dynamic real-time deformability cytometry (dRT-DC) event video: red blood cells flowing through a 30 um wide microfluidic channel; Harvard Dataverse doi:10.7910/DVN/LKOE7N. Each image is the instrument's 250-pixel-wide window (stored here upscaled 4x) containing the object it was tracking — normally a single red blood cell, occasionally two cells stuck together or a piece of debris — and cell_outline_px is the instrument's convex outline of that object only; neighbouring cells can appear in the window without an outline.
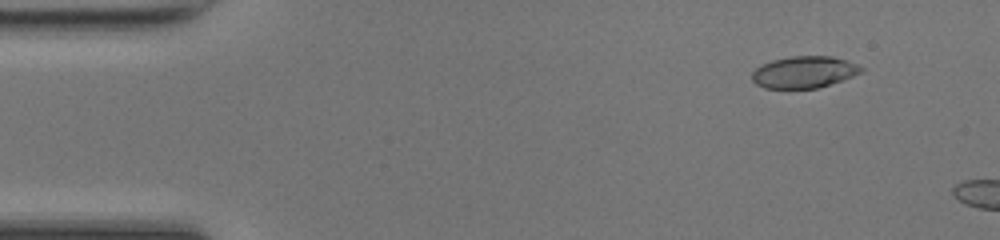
{"species": "common noctule bat (a hibernating species)", "species_latin": "Nyctalus noctula", "temperature_condition": "room temperature", "stored_images_in_passage": 8, "camera_frame_rate_fps": 3000, "um_per_image_px": 0.085, "animal": {"sex": "female", "body_mass_g": 17.0, "forearm_length_mm": 48.0}, "frame": {"image": 1, "passage_image": 5, "time_ms": 1.333, "image_size_px": [1000, 240], "cell_outline_px": [[864, 68], [860, 72], [852, 76], [816, 88], [764, 88], [756, 84], [752, 80], [752, 72], [756, 68], [772, 60], [792, 56], [832, 56], [856, 64]], "centroid_in_image_um": [68.3, 6.12], "position_along_channel_um": 16.7, "area_um2": 19.83}}